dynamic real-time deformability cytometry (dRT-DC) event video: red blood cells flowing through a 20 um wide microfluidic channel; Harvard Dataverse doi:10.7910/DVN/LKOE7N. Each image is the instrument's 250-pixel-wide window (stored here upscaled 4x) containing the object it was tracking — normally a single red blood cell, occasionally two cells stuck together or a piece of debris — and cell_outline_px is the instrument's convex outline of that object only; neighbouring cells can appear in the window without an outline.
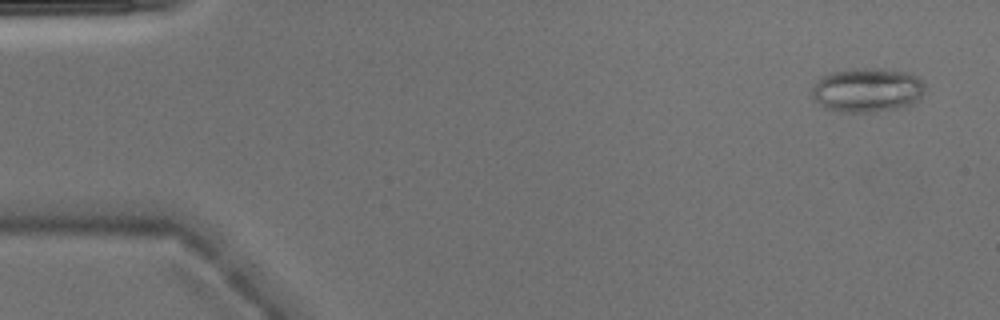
{"species": "Egyptian fruit bat (a non-hibernating species)", "species_latin": "Rousettus aegyptiacus", "temperature_condition": "warm", "stored_images_in_passage": 4, "camera_frame_rate_fps": 3000, "um_per_image_px": 0.085, "animal": {"sex": "male"}, "frame": {"image": 1, "passage_image": 1, "time_ms": 0.0, "image_size_px": [1000, 320], "cell_outline_px": [[924, 92], [908, 108], [876, 112], [840, 112], [824, 108], [812, 96], [812, 88], [816, 80], [832, 72], [856, 68], [876, 68], [908, 72], [916, 76], [924, 84]], "centroid_in_image_um": [73.73, 7.67], "position_along_channel_um": 11.3, "area_um2": 29.42}}